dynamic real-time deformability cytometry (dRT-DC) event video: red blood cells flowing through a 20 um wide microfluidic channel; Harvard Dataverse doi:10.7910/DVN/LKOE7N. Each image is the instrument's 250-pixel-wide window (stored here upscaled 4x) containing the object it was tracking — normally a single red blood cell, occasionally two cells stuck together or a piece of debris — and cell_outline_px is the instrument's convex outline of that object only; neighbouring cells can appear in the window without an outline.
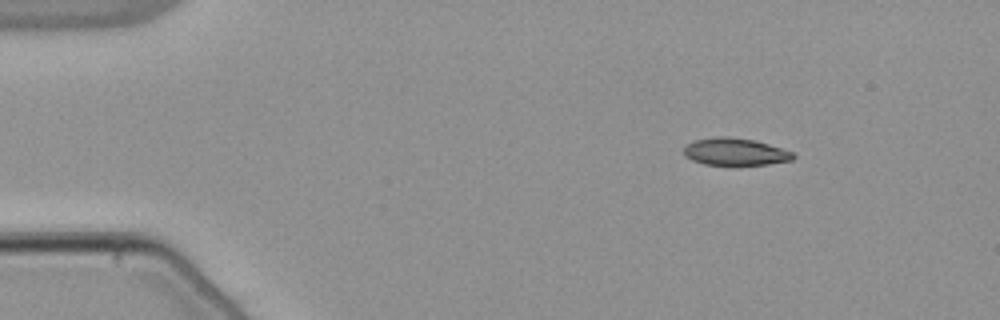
{"species": "common noctule bat (a hibernating species)", "species_latin": "Nyctalus noctula", "temperature_condition": "warm", "stored_images_in_passage": 44, "camera_frame_rate_fps": 3000, "um_per_image_px": 0.085, "animal": {"sex": "male", "body_mass_g": 21.5, "forearm_length_mm": 52.0}, "frame": {"image": 1, "passage_image": 1, "time_ms": 0.0, "image_size_px": [1000, 320], "cell_outline_px": [[796, 156], [792, 160], [768, 164], [740, 168], [704, 164], [692, 160], [684, 156], [684, 148], [688, 144], [696, 140], [716, 136], [728, 136], [756, 140], [792, 152]], "centroid_in_image_um": [62.49, 12.94], "position_along_channel_um": 22.5, "area_um2": 18.09}}
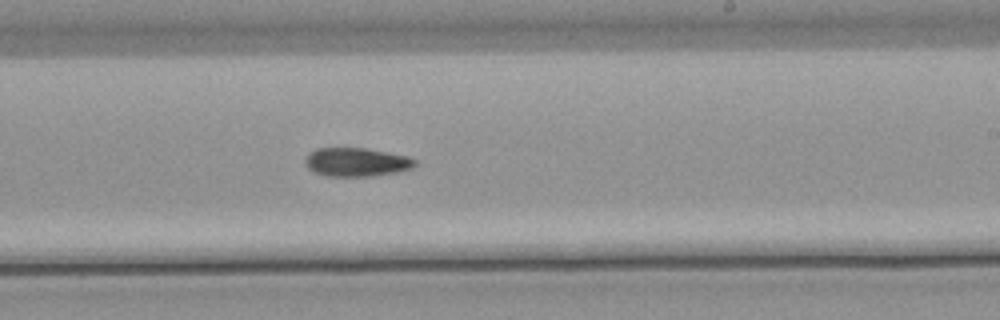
{"frame": {"image": 2, "passage_image": 26, "time_ms": 8.333, "image_size_px": [1000, 320], "cell_outline_px": [[416, 164], [412, 168], [396, 172], [368, 176], [328, 176], [316, 172], [308, 168], [304, 164], [304, 160], [308, 152], [316, 148], [364, 148], [388, 152], [408, 156], [416, 160]], "centroid_in_image_um": [30.27, 13.76], "position_along_channel_um": 258.7, "area_um2": 18.32}}
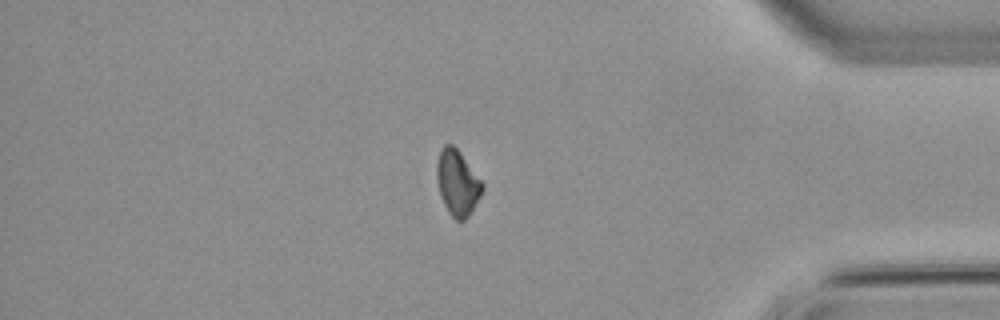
{"frame": {"image": 3, "passage_image": 39, "time_ms": 12.667, "image_size_px": [1000, 320], "cell_outline_px": [[484, 188], [480, 196], [468, 216], [464, 220], [456, 220], [448, 212], [440, 196], [436, 176], [436, 164], [440, 148], [444, 144], [452, 144], [460, 152], [484, 184]], "centroid_in_image_um": [38.86, 15.51], "position_along_channel_um": 396.3, "area_um2": 17.34}}